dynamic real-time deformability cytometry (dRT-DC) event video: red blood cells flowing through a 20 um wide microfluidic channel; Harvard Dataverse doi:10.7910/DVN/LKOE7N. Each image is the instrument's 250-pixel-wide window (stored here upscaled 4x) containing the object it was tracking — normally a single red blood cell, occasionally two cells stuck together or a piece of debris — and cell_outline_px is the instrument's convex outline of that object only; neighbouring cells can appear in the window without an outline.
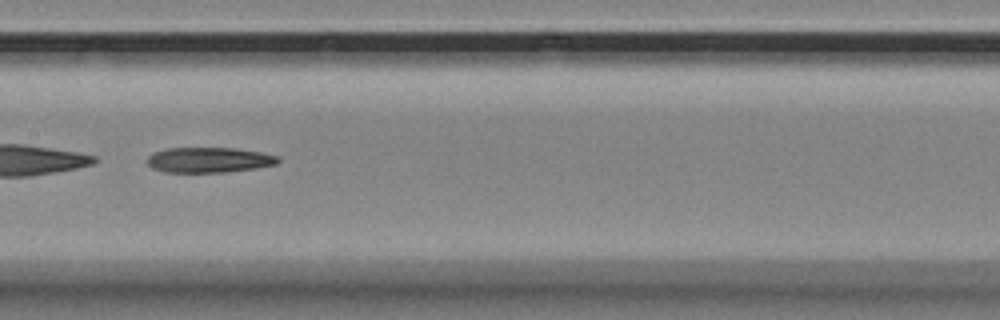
{"species": "Egyptian fruit bat (a non-hibernating species)", "species_latin": "Rousettus aegyptiacus", "temperature_condition": "room temperature", "stored_images_in_passage": 24, "camera_frame_rate_fps": 3000, "um_per_image_px": 0.085, "animal": {"sex": "female"}, "frame": {"image": 1, "passage_image": 11, "time_ms": 3.333, "image_size_px": [1000, 320], "cell_outline_px": [[280, 160], [276, 164], [256, 168], [224, 172], [164, 172], [152, 168], [148, 164], [148, 156], [152, 152], [164, 148], [232, 148], [260, 152], [280, 156]], "centroid_in_image_um": [17.75, 13.59], "position_along_channel_um": 189.7, "area_um2": 19.31}}